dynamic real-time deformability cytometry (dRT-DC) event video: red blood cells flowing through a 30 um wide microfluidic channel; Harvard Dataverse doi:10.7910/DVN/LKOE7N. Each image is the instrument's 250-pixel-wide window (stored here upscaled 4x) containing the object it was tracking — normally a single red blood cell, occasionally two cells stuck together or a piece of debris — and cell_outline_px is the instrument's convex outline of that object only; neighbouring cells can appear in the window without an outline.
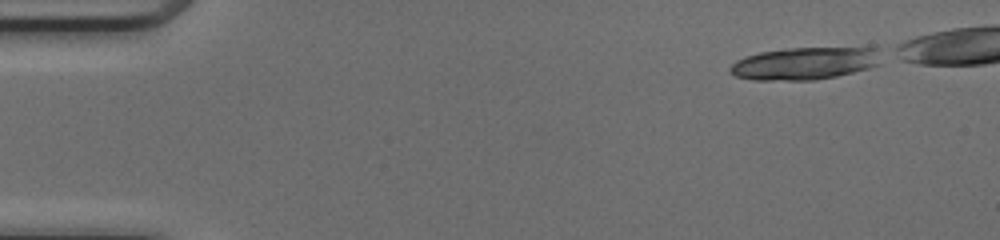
{"species": "common noctule bat (a hibernating species)", "species_latin": "Nyctalus noctula", "temperature_condition": "cold", "stored_images_in_passage": 16, "camera_frame_rate_fps": 3000, "um_per_image_px": 0.085, "animal": {"sex": "female", "body_mass_g": 17.0, "forearm_length_mm": 48.0}, "frame": {"image": 1, "passage_image": 1, "time_ms": 0.0, "image_size_px": [1000, 240], "cell_outline_px": [[880, 64], [868, 68], [836, 76], [816, 80], [752, 80], [736, 76], [728, 72], [728, 68], [736, 60], [744, 56], [760, 52], [788, 48], [868, 44], [876, 48]], "centroid_in_image_um": [68.46, 5.34], "position_along_channel_um": 16.5, "area_um2": 29.65}}